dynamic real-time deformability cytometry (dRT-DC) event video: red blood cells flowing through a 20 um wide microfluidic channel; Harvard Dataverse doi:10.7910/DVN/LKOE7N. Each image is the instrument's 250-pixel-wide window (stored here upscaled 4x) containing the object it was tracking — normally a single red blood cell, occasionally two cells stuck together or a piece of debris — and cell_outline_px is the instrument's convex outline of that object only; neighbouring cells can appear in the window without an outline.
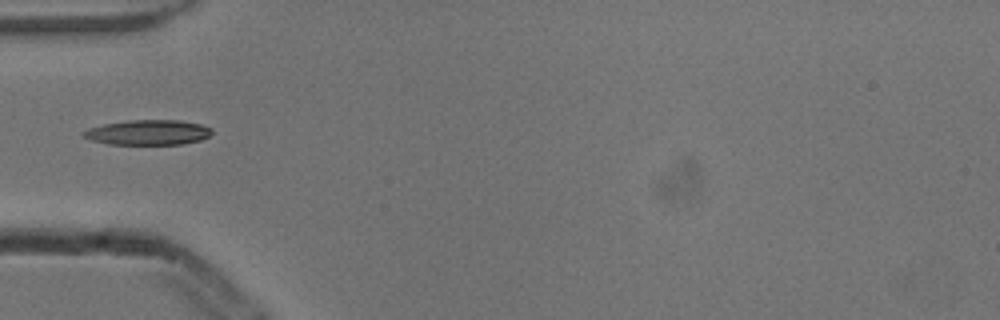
{"species": "common noctule bat (a hibernating species)", "species_latin": "Nyctalus noctula", "temperature_condition": "cold", "stored_images_in_passage": 2, "camera_frame_rate_fps": 3000, "um_per_image_px": 0.085, "animal": {"sex": "male", "body_mass_g": 13.3}, "frame": {"image": 1, "passage_image": 1, "time_ms": 0.0, "image_size_px": [1000, 320], "cell_outline_px": [[212, 132], [208, 136], [200, 140], [184, 144], [108, 144], [92, 140], [84, 136], [80, 132], [88, 128], [104, 124], [128, 120], [180, 120], [200, 124], [212, 128]], "centroid_in_image_um": [12.58, 11.25], "position_along_channel_um": 72.4, "area_um2": 18.73}}
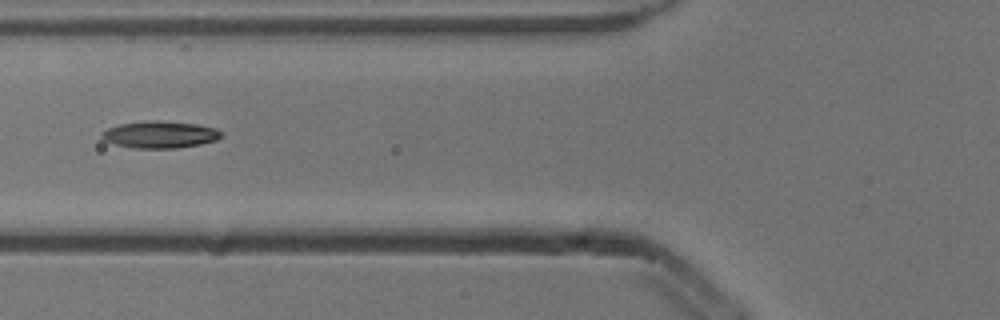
{"frame": {"image": 2, "passage_image": 2, "time_ms": 0.333, "image_size_px": [1000, 320], "cell_outline_px": [[220, 136], [216, 140], [200, 144], [176, 148], [132, 148], [116, 144], [104, 140], [100, 136], [100, 132], [108, 128], [120, 124], [144, 120], [156, 120], [196, 124], [216, 128], [220, 132]], "centroid_in_image_um": [13.54, 11.43], "position_along_channel_um": 112.3, "area_um2": 18.73}}